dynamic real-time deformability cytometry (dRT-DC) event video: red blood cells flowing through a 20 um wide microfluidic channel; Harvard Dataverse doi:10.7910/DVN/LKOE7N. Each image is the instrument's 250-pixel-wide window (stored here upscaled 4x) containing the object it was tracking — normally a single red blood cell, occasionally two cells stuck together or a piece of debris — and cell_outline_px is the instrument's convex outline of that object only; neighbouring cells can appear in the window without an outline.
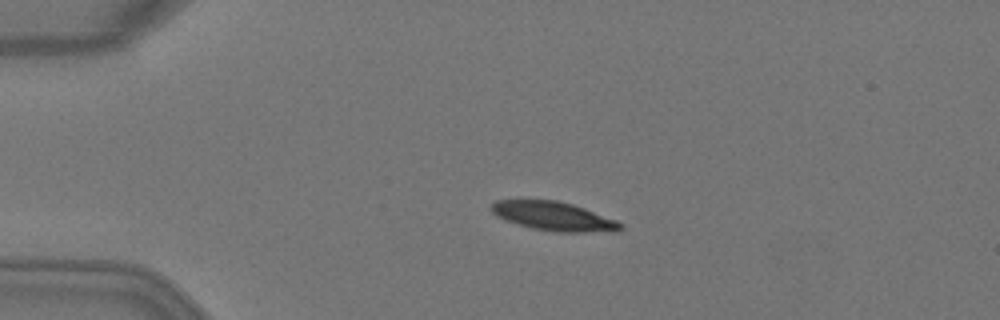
{"species": "Egyptian fruit bat (a non-hibernating species)", "species_latin": "Rousettus aegyptiacus", "temperature_condition": "warm", "stored_images_in_passage": 5, "camera_frame_rate_fps": 3000, "um_per_image_px": 0.085, "animal": {"sex": "female"}, "frame": {"image": 1, "passage_image": 4, "time_ms": 1.0, "image_size_px": [1000, 320], "cell_outline_px": [[624, 228], [616, 232], [552, 232], [532, 228], [504, 220], [496, 216], [488, 208], [496, 200], [556, 200], [572, 204], [584, 208], [616, 220], [624, 224]], "centroid_in_image_um": [47.07, 18.39], "position_along_channel_um": 37.9, "area_um2": 21.96}}